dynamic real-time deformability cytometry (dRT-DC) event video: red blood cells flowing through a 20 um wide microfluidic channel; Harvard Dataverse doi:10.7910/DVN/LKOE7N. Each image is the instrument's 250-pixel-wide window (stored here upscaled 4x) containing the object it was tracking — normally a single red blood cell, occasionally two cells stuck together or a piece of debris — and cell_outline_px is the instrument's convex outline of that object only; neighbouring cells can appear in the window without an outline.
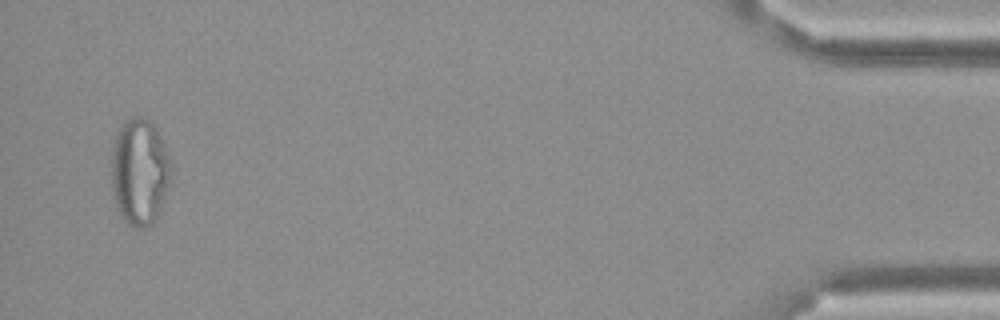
{"species": "Egyptian fruit bat (a non-hibernating species)", "species_latin": "Rousettus aegyptiacus", "temperature_condition": "cold", "stored_images_in_passage": 14, "camera_frame_rate_fps": 3000, "um_per_image_px": 0.085, "frame": {"image": 1, "passage_image": 14, "time_ms": 4.333, "image_size_px": [1000, 320], "cell_outline_px": [[172, 176], [160, 208], [152, 224], [148, 228], [136, 228], [128, 224], [124, 220], [116, 208], [112, 188], [112, 152], [116, 136], [124, 120], [132, 116], [144, 116], [152, 124], [172, 164]], "centroid_in_image_um": [11.85, 14.63], "position_along_channel_um": 423.3, "area_um2": 36.82}}